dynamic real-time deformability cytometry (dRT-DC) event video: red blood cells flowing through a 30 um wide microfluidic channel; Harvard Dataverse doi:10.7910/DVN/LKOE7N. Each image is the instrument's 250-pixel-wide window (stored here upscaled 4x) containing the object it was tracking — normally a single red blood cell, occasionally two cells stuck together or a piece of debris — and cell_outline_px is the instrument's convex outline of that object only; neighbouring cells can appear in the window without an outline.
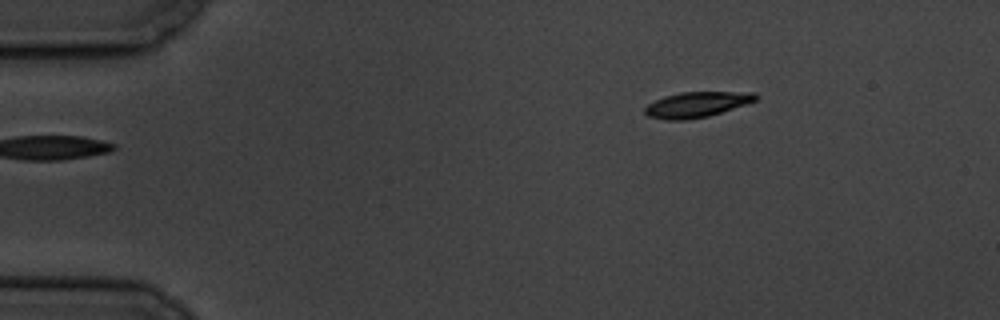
{"species": "common noctule bat (a hibernating species)", "species_latin": "Nyctalus noctula", "temperature_condition": "cold", "stored_images_in_passage": 8, "camera_frame_rate_fps": 3000, "um_per_image_px": 0.085, "animal": {"sex": "male", "body_mass_g": 19.5, "forearm_length_mm": 54.6}, "frame": {"image": 1, "passage_image": 1, "time_ms": 0.0, "image_size_px": [1000, 320], "cell_outline_px": [[756, 100], [708, 116], [684, 120], [668, 120], [648, 116], [644, 112], [644, 108], [648, 104], [664, 96], [680, 92], [752, 92], [756, 96]], "centroid_in_image_um": [59.16, 8.88], "position_along_channel_um": 25.8, "area_um2": 16.07}}
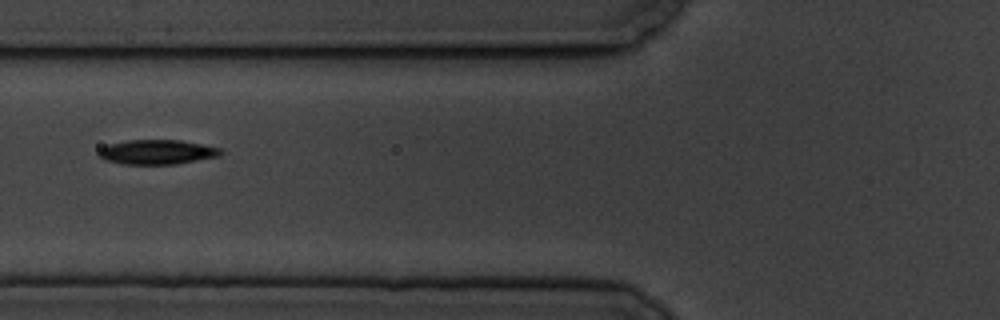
{"frame": {"image": 2, "passage_image": 5, "time_ms": 4.667, "image_size_px": [1000, 320], "cell_outline_px": [[224, 152], [220, 156], [176, 164], [124, 164], [104, 160], [96, 156], [96, 152], [100, 148], [108, 144], [128, 140], [180, 140], [220, 148]], "centroid_in_image_um": [13.3, 12.92], "position_along_channel_um": 112.5, "area_um2": 17.63}}
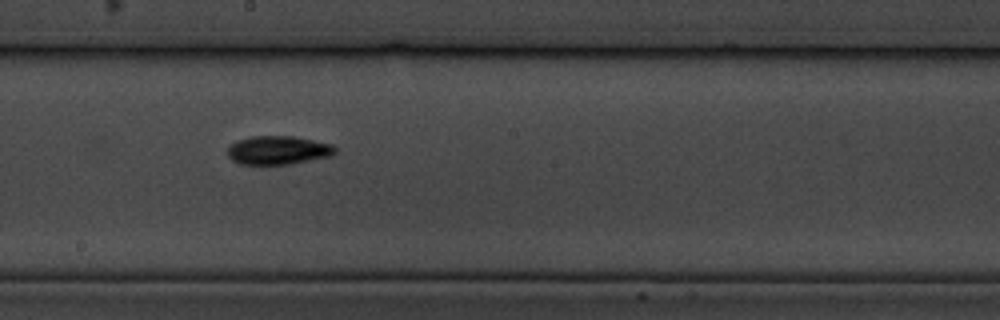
{"frame": {"image": 3, "passage_image": 8, "time_ms": 8.0, "image_size_px": [1000, 320], "cell_outline_px": [[336, 152], [328, 156], [288, 164], [240, 164], [232, 160], [228, 156], [228, 144], [252, 136], [292, 136], [332, 144], [336, 148]], "centroid_in_image_um": [23.6, 12.76], "position_along_channel_um": 224.6, "area_um2": 17.69}}